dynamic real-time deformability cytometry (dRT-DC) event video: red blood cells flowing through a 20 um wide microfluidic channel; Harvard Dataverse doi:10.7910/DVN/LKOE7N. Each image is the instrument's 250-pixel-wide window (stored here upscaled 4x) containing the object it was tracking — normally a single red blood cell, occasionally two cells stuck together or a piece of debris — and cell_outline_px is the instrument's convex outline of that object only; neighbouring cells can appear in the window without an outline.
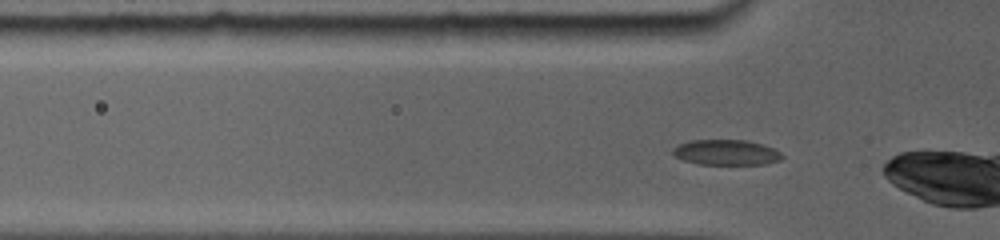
{"species": "common noctule bat (a hibernating species)", "species_latin": "Nyctalus noctula", "temperature_condition": "room temperature", "stored_images_in_passage": 66, "camera_frame_rate_fps": 5000, "um_per_image_px": 0.085, "animal": {"sex": "female", "body_mass_g": 19.0, "forearm_length_mm": 56.7}, "frame": {"image": 1, "passage_image": 6, "time_ms": 0.6, "image_size_px": [1000, 240], "cell_outline_px": [[784, 156], [780, 160], [768, 164], [696, 164], [672, 156], [672, 148], [680, 144], [692, 140], [744, 140], [760, 144], [772, 148], [780, 152]], "centroid_in_image_um": [61.7, 12.96], "position_along_channel_um": 64.1, "area_um2": 16.13}}
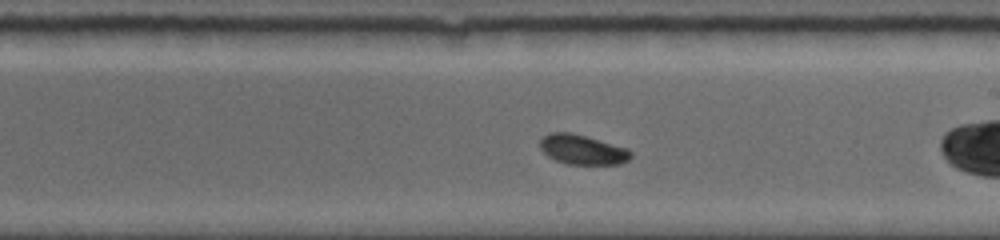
{"frame": {"image": 2, "passage_image": 41, "time_ms": 5.2, "image_size_px": [1000, 240], "cell_outline_px": [[632, 156], [628, 160], [620, 164], [568, 164], [556, 160], [548, 156], [540, 148], [540, 140], [544, 136], [552, 132], [572, 132], [628, 148], [632, 152]], "centroid_in_image_um": [49.53, 12.71], "position_along_channel_um": 239.5, "area_um2": 15.72}}
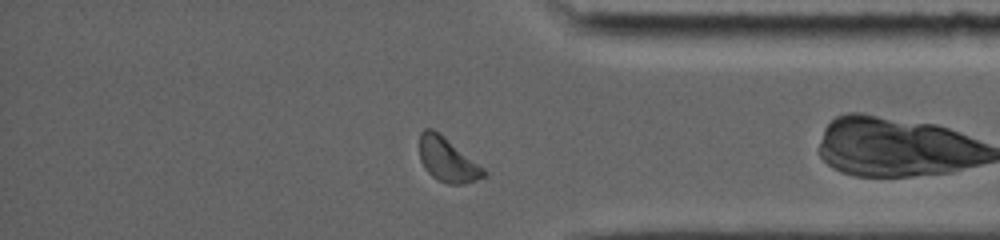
{"frame": {"image": 3, "passage_image": 60, "time_ms": 9.4, "image_size_px": [1000, 240], "cell_outline_px": [[488, 172], [484, 176], [476, 180], [464, 184], [448, 184], [436, 180], [424, 168], [420, 160], [420, 132], [424, 128], [432, 128], [484, 168]], "centroid_in_image_um": [38.01, 13.6], "position_along_channel_um": 397.2, "area_um2": 16.3}}